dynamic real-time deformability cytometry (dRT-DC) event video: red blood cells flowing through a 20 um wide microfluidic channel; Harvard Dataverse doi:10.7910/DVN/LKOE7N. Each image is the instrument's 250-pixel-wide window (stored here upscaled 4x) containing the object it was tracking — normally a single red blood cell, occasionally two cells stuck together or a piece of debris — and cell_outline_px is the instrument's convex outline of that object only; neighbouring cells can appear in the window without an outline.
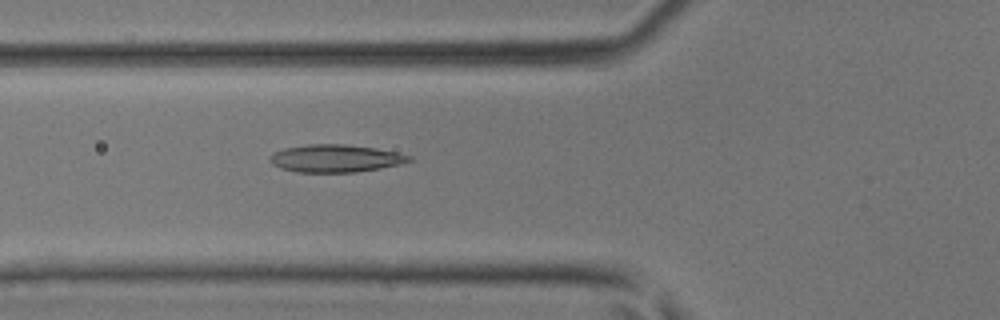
{"species": "common noctule bat (a hibernating species)", "species_latin": "Nyctalus noctula", "temperature_condition": "room temperature", "stored_images_in_passage": 27, "camera_frame_rate_fps": 3000, "um_per_image_px": 0.085, "animal": {"sex": "male", "body_mass_g": 17.9, "forearm_length_mm": 54.2}, "frame": {"image": 1, "passage_image": 3, "time_ms": 0.667, "image_size_px": [1000, 320], "cell_outline_px": [[412, 160], [400, 164], [380, 168], [356, 172], [296, 172], [280, 168], [272, 164], [268, 160], [268, 156], [272, 152], [284, 148], [308, 144], [344, 144], [376, 148], [396, 152], [412, 156]], "centroid_in_image_um": [28.46, 13.46], "position_along_channel_um": 97.3, "area_um2": 22.54}}
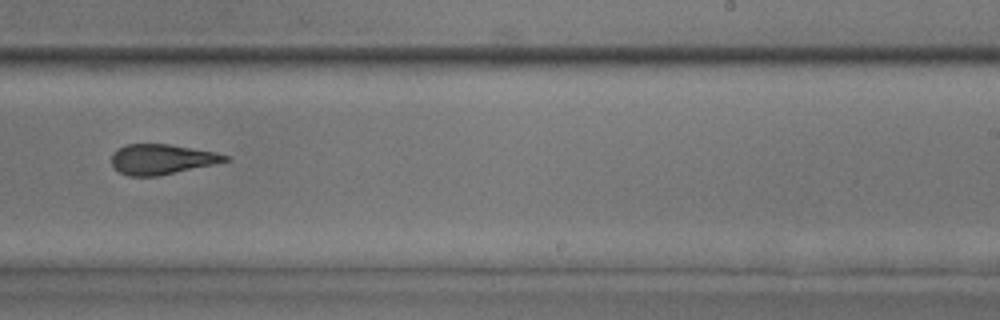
{"frame": {"image": 2, "passage_image": 15, "time_ms": 4.667, "image_size_px": [1000, 320], "cell_outline_px": [[228, 160], [212, 164], [156, 176], [128, 176], [120, 172], [112, 164], [112, 152], [116, 148], [124, 144], [168, 144], [216, 152], [228, 156]], "centroid_in_image_um": [13.68, 13.52], "position_along_channel_um": 275.3, "area_um2": 19.65}}
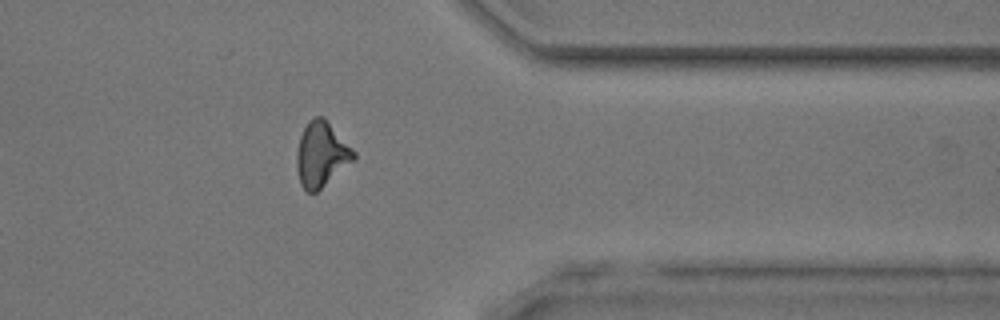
{"frame": {"image": 3, "passage_image": 23, "time_ms": 7.333, "image_size_px": [1000, 320], "cell_outline_px": [[356, 160], [316, 192], [308, 192], [300, 184], [296, 168], [296, 152], [300, 136], [308, 120], [316, 116], [324, 116], [356, 152]], "centroid_in_image_um": [27.33, 13.11], "position_along_channel_um": 384.1, "area_um2": 21.85}}